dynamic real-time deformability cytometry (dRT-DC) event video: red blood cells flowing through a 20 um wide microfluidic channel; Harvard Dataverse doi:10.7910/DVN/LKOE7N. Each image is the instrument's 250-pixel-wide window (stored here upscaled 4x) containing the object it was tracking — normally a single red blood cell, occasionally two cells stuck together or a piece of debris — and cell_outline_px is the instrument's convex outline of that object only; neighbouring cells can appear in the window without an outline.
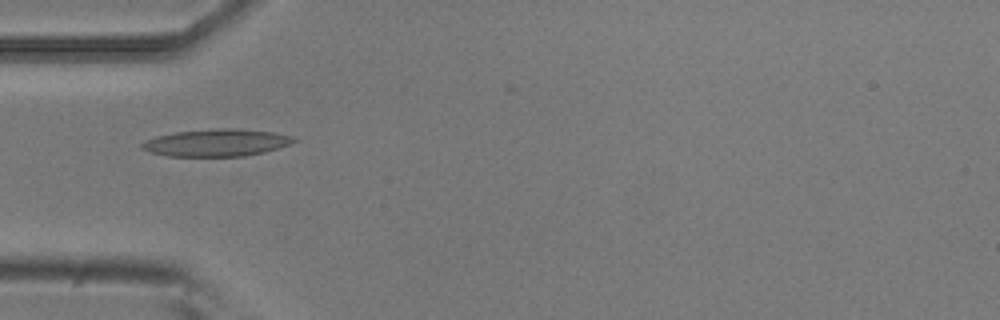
{"species": "common noctule bat (a hibernating species)", "species_latin": "Nyctalus noctula", "temperature_condition": "room temperature", "stored_images_in_passage": 6, "camera_frame_rate_fps": 3000, "um_per_image_px": 0.085, "animal": {"sex": "male", "body_mass_g": 20.5, "forearm_length_mm": 52.5}, "frame": {"image": 1, "passage_image": 4, "time_ms": 1.0, "image_size_px": [1000, 320], "cell_outline_px": [[300, 140], [264, 152], [244, 156], [168, 156], [152, 152], [140, 148], [140, 144], [156, 136], [176, 132], [216, 128], [236, 128], [272, 132], [292, 136]], "centroid_in_image_um": [18.41, 12.12], "position_along_channel_um": 66.6, "area_um2": 23.93}}
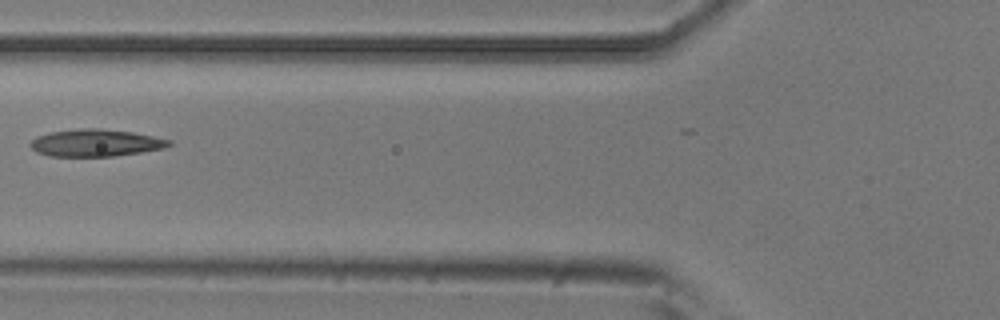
{"frame": {"image": 2, "passage_image": 5, "time_ms": 1.333, "image_size_px": [1000, 320], "cell_outline_px": [[172, 144], [164, 148], [140, 152], [112, 156], [48, 156], [36, 152], [28, 144], [36, 136], [52, 132], [84, 128], [100, 128], [132, 132], [172, 140]], "centroid_in_image_um": [8.12, 12.14], "position_along_channel_um": 117.7, "area_um2": 21.85}}